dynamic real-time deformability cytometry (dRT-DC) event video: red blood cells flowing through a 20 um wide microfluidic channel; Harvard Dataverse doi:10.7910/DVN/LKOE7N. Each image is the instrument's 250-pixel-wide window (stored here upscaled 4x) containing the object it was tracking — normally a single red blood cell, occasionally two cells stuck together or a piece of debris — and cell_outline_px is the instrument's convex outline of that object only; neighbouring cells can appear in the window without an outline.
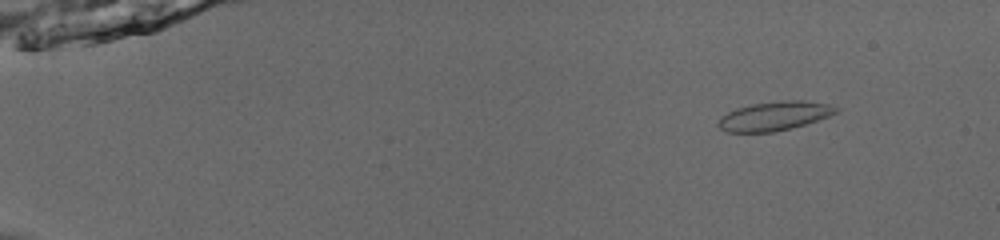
{"species": "common noctule bat (a hibernating species)", "species_latin": "Nyctalus noctula", "temperature_condition": "room temperature", "stored_images_in_passage": 54, "camera_frame_rate_fps": 3000, "um_per_image_px": 0.085, "animal": {"sex": "male", "body_mass_g": 13.0, "forearm_length_mm": 53.1}, "frame": {"image": 1, "passage_image": 7, "time_ms": 2.0, "image_size_px": [1000, 240], "cell_outline_px": [[840, 108], [836, 112], [828, 116], [792, 128], [772, 132], [728, 132], [720, 128], [716, 124], [720, 116], [736, 108], [752, 104], [784, 100], [800, 100], [828, 104]], "centroid_in_image_um": [65.78, 9.86], "position_along_channel_um": 19.2, "area_um2": 19.77}}
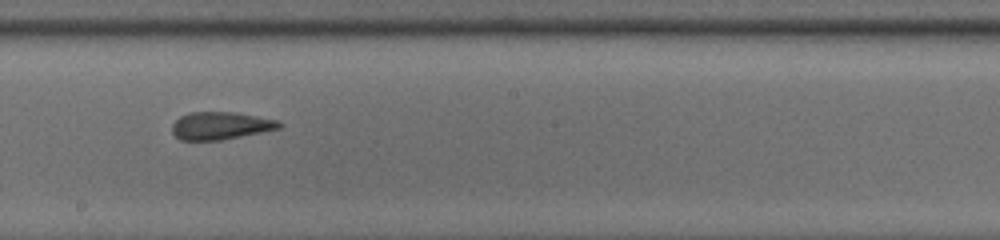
{"frame": {"image": 2, "passage_image": 33, "time_ms": 10.667, "image_size_px": [1000, 240], "cell_outline_px": [[284, 124], [280, 128], [220, 140], [180, 140], [172, 132], [172, 124], [180, 116], [188, 112], [236, 112], [276, 120]], "centroid_in_image_um": [18.72, 10.67], "position_along_channel_um": 229.5, "area_um2": 17.11}}
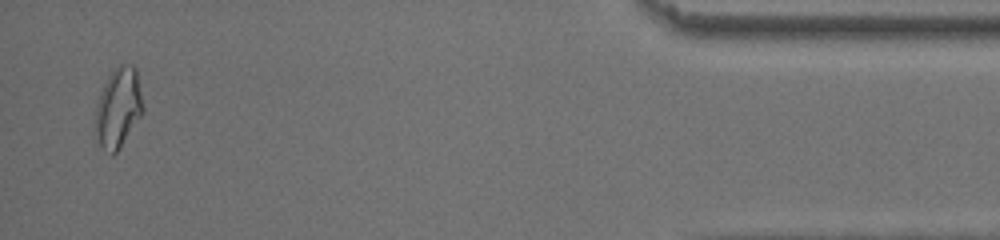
{"frame": {"image": 3, "passage_image": 53, "time_ms": 17.333, "image_size_px": [1000, 240], "cell_outline_px": [[144, 112], [116, 152], [112, 156], [104, 152], [92, 128], [96, 104], [104, 84], [108, 76], [120, 64], [124, 64], [136, 68], [144, 108]], "centroid_in_image_um": [10.02, 9.21], "position_along_channel_um": 425.2, "area_um2": 22.37}, "authors_computed_cell_mechanics": {"area_um2": 18.8717, "velocity_mm_per_s": 3.861, "shape_relaxation_time_tau1_ms": null, "shape_relaxation_time_tau2_ms": 1.7146, "deformation_change_tau1": null, "deformation_change_tau2": 0.0495}}